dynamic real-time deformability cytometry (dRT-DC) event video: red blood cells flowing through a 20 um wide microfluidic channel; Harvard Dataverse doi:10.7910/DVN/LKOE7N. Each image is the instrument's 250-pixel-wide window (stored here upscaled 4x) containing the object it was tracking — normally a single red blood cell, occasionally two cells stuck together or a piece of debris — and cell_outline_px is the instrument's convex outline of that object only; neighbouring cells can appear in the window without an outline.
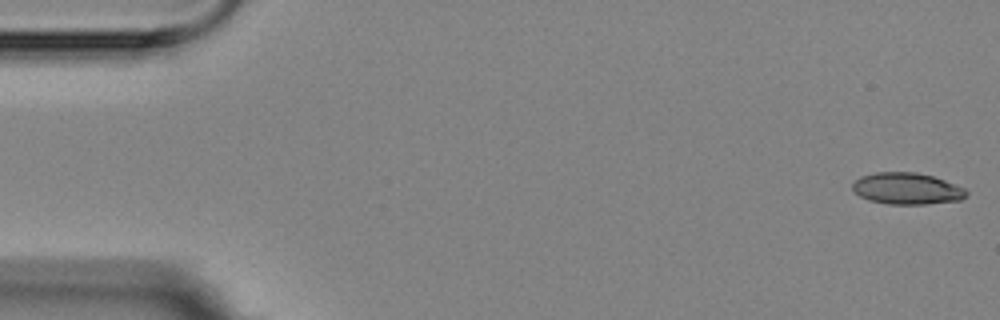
{"species": "Egyptian fruit bat (a non-hibernating species)", "species_latin": "Rousettus aegyptiacus", "temperature_condition": "room temperature", "stored_images_in_passage": 5, "camera_frame_rate_fps": 3000, "um_per_image_px": 0.085, "animal": {"sex": "female"}, "frame": {"image": 1, "passage_image": 1, "time_ms": 0.0, "image_size_px": [1000, 320], "cell_outline_px": [[968, 196], [960, 200], [928, 204], [888, 204], [868, 200], [860, 196], [852, 188], [852, 184], [860, 176], [876, 172], [916, 172], [932, 176], [944, 180], [964, 188], [968, 192]], "centroid_in_image_um": [77.09, 16.03], "position_along_channel_um": 7.9, "area_um2": 20.98}}
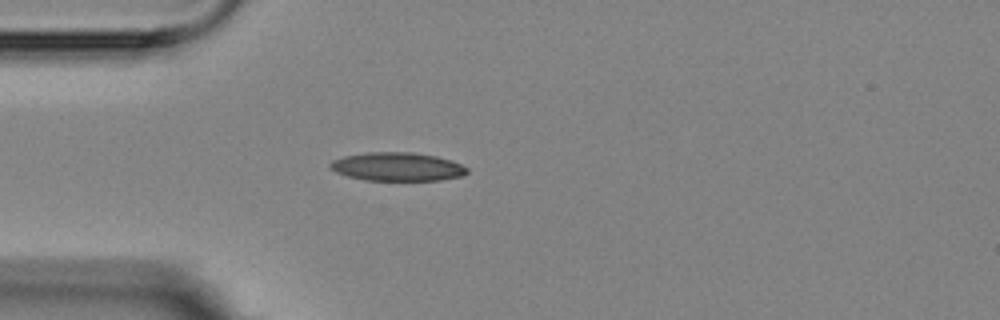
{"frame": {"image": 2, "passage_image": 4, "time_ms": 4.667, "image_size_px": [1000, 320], "cell_outline_px": [[468, 172], [460, 176], [440, 180], [364, 180], [348, 176], [336, 172], [328, 168], [328, 164], [332, 160], [344, 156], [368, 152], [412, 152], [436, 156], [452, 160], [468, 168]], "centroid_in_image_um": [33.74, 14.16], "position_along_channel_um": 51.3, "area_um2": 22.77}}